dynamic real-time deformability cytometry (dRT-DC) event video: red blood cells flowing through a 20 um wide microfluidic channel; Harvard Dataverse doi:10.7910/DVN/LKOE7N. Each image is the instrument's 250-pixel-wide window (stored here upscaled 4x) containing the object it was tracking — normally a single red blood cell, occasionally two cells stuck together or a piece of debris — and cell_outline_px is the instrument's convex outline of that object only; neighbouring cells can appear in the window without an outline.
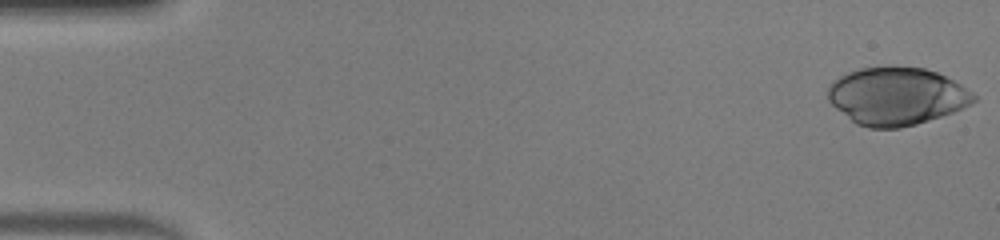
{"species": "human", "species_latin": "Homo sapiens", "temperature_condition": "warm", "stored_images_in_passage": 48, "camera_frame_rate_fps": 3000, "um_per_image_px": 0.085, "donor": {"sex": "male"}, "frame": {"image": 1, "passage_image": 1, "time_ms": 0.0, "image_size_px": [1000, 240], "cell_outline_px": [[976, 100], [952, 112], [916, 124], [900, 128], [868, 128], [856, 124], [836, 108], [828, 100], [828, 88], [832, 80], [848, 72], [860, 68], [888, 64], [892, 64], [924, 68], [936, 72], [960, 84], [972, 92], [976, 96]], "centroid_in_image_um": [76.16, 8.14], "position_along_channel_um": 8.8, "area_um2": 49.25}}
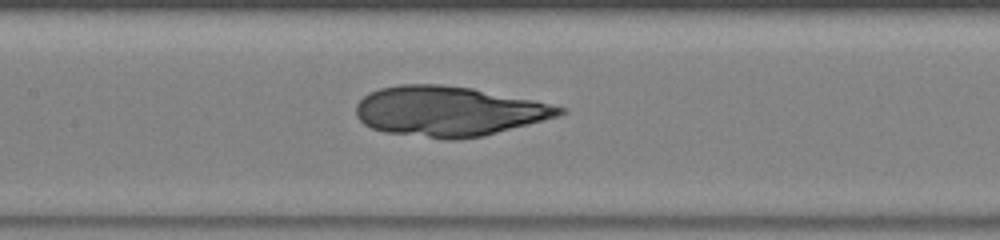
{"frame": {"image": 2, "passage_image": 23, "time_ms": 7.333, "image_size_px": [1000, 240], "cell_outline_px": [[568, 112], [560, 116], [484, 136], [456, 140], [444, 140], [384, 132], [372, 128], [364, 124], [356, 116], [356, 104], [368, 92], [380, 88], [400, 84], [440, 84], [472, 88], [552, 104], [568, 108]], "centroid_in_image_um": [38.15, 9.46], "position_along_channel_um": 169.3, "area_um2": 59.65}}
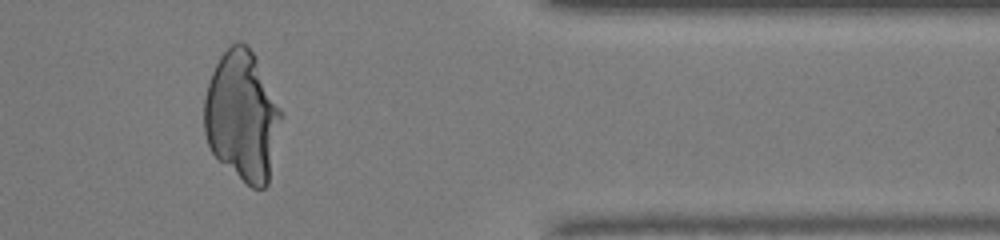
{"frame": {"image": 3, "passage_image": 40, "time_ms": 13.0, "image_size_px": [1000, 240], "cell_outline_px": [[284, 116], [268, 184], [264, 188], [252, 188], [220, 160], [212, 152], [208, 144], [204, 132], [204, 96], [212, 72], [220, 56], [236, 40], [240, 40], [256, 56], [284, 112]], "centroid_in_image_um": [20.63, 9.84], "position_along_channel_um": 390.8, "area_um2": 58.72}}